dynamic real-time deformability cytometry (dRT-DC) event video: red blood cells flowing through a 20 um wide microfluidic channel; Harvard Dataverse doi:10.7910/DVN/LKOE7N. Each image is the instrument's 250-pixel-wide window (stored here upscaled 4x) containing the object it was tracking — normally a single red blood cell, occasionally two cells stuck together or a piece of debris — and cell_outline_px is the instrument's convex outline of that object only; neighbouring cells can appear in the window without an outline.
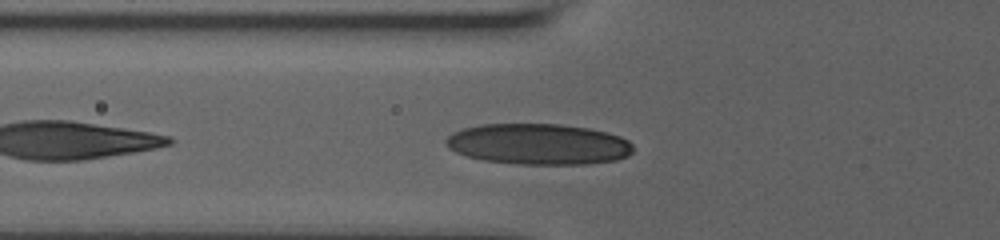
{"species": "human", "species_latin": "Homo sapiens", "temperature_condition": "room temperature", "stored_images_in_passage": 32, "camera_frame_rate_fps": 3000, "um_per_image_px": 0.085, "donor": {"sex": "male"}, "frame": {"image": 1, "passage_image": 4, "time_ms": 1.0, "image_size_px": [1000, 240], "cell_outline_px": [[632, 152], [628, 156], [616, 160], [584, 164], [516, 164], [484, 160], [468, 156], [456, 152], [448, 148], [444, 140], [448, 136], [464, 128], [480, 124], [560, 124], [588, 128], [620, 136], [628, 140], [632, 144]], "centroid_in_image_um": [45.77, 12.25], "position_along_channel_um": 80.0, "area_um2": 44.51}}
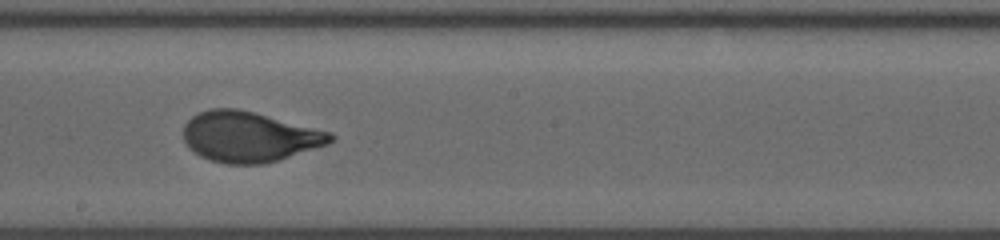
{"frame": {"image": 2, "passage_image": 16, "time_ms": 5.0, "image_size_px": [1000, 240], "cell_outline_px": [[336, 136], [328, 144], [280, 160], [264, 164], [224, 164], [208, 160], [200, 156], [188, 148], [184, 140], [184, 124], [192, 116], [208, 108], [236, 108], [332, 132]], "centroid_in_image_um": [21.17, 11.64], "position_along_channel_um": 227.0, "area_um2": 43.29}}
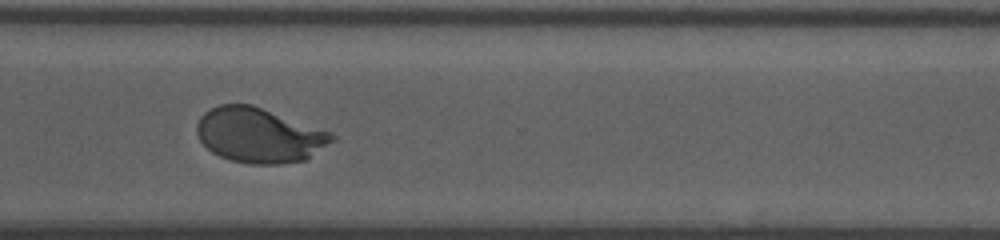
{"frame": {"image": 3, "passage_image": 26, "time_ms": 8.333, "image_size_px": [1000, 240], "cell_outline_px": [[336, 140], [308, 160], [280, 164], [252, 164], [232, 160], [220, 156], [212, 152], [200, 140], [196, 132], [196, 124], [200, 116], [204, 112], [220, 104], [252, 104], [328, 132], [336, 136]], "centroid_in_image_um": [22.03, 11.51], "position_along_channel_um": 348.6, "area_um2": 43.06}, "authors_computed_cell_mechanics": {"area_um2": 43.1477, "velocity_mm_per_s": 3.6581, "shape_relaxation_time_tau1_ms": 3.527, "shape_relaxation_time_tau2_ms": null, "deformation_change_tau1": 0.1853, "deformation_change_tau2": null}}